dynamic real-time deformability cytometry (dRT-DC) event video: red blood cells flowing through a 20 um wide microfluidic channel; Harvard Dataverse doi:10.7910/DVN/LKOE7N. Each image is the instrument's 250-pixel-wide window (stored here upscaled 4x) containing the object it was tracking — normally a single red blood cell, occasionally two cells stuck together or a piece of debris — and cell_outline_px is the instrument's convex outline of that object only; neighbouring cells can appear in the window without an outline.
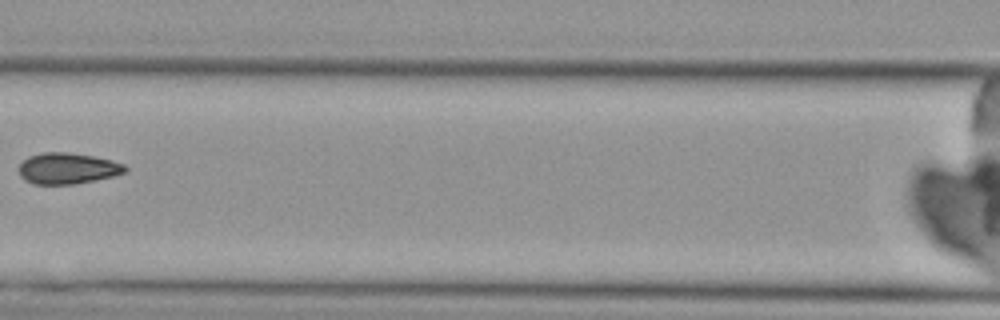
{"species": "Egyptian fruit bat (a non-hibernating species)", "species_latin": "Rousettus aegyptiacus", "temperature_condition": "cold", "stored_images_in_passage": 8, "camera_frame_rate_fps": 3000, "um_per_image_px": 0.085, "animal": {"sex": "female"}, "frame": {"image": 1, "passage_image": 8, "time_ms": 8.333, "image_size_px": [1000, 320], "cell_outline_px": [[128, 168], [124, 172], [112, 176], [96, 180], [72, 184], [32, 184], [24, 180], [20, 176], [20, 164], [28, 156], [44, 152], [68, 152], [92, 156], [112, 160], [124, 164]], "centroid_in_image_um": [5.73, 14.31], "position_along_channel_um": 160.9, "area_um2": 19.19}}